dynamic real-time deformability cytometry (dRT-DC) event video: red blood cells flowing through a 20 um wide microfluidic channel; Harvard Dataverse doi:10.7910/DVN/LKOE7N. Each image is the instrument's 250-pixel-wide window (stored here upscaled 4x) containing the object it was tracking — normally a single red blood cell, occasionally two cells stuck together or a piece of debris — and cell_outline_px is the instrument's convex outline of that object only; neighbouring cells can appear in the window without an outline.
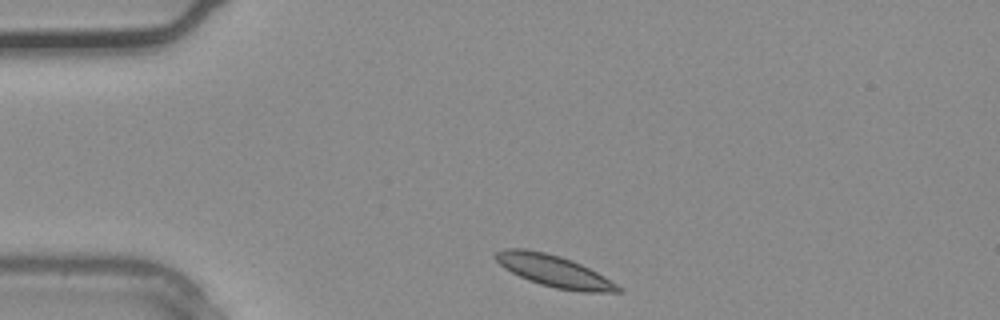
{"species": "common noctule bat (a hibernating species)", "species_latin": "Nyctalus noctula", "temperature_condition": "warm", "stored_images_in_passage": 25, "camera_frame_rate_fps": 3000, "um_per_image_px": 0.085, "animal": {"sex": "male", "body_mass_g": 20.4}, "frame": {"image": 1, "passage_image": 1, "time_ms": 0.0, "image_size_px": [1000, 320], "cell_outline_px": [[624, 292], [584, 292], [556, 288], [540, 284], [528, 280], [504, 268], [492, 256], [496, 252], [504, 248], [524, 248], [544, 252], [560, 256], [572, 260], [604, 276], [624, 288]], "centroid_in_image_um": [47.1, 23.04], "position_along_channel_um": 37.9, "area_um2": 22.6}}